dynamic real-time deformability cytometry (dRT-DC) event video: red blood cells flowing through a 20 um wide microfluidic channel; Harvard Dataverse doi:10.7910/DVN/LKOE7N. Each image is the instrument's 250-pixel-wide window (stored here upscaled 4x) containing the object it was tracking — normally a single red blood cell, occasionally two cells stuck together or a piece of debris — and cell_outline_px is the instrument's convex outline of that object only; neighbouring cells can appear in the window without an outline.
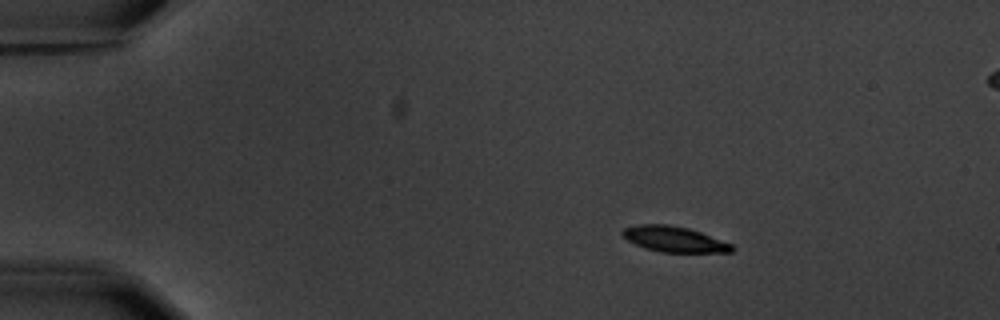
{"species": "common noctule bat (a hibernating species)", "species_latin": "Nyctalus noctula", "temperature_condition": "warm", "stored_images_in_passage": 4, "segment_of_instrument_passage": [1, 2], "camera_frame_rate_fps": 3000, "um_per_image_px": 0.085, "animal": {"sex": "male", "body_mass_g": 20.1, "forearm_length_mm": 53.5}, "frame": {"image": 1, "passage_image": 1, "time_ms": 0.0, "image_size_px": [1000, 320], "cell_outline_px": [[736, 248], [732, 252], [660, 252], [644, 248], [628, 240], [620, 232], [624, 228], [636, 224], [668, 224], [688, 228], [700, 232], [732, 244]], "centroid_in_image_um": [57.3, 20.33], "position_along_channel_um": 27.7, "area_um2": 16.3}}